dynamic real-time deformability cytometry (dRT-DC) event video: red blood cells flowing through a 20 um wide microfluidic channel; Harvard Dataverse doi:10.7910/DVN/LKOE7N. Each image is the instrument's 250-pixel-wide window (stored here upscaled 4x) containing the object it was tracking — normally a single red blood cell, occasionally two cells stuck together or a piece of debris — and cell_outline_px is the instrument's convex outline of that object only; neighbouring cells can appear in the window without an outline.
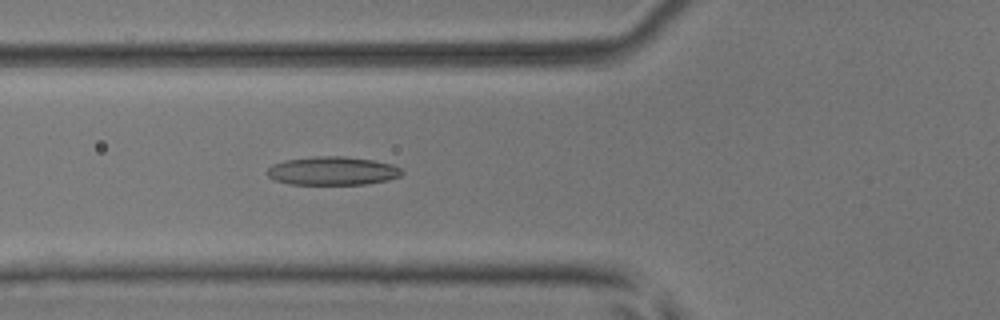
{"species": "common noctule bat (a hibernating species)", "species_latin": "Nyctalus noctula", "temperature_condition": "room temperature", "stored_images_in_passage": 44, "camera_frame_rate_fps": 3000, "um_per_image_px": 0.085, "animal": {"sex": "male", "body_mass_g": 17.9, "forearm_length_mm": 54.2}, "frame": {"image": 1, "passage_image": 11, "time_ms": 3.333, "image_size_px": [1000, 320], "cell_outline_px": [[404, 172], [400, 176], [388, 180], [364, 184], [288, 184], [272, 180], [268, 176], [268, 168], [272, 164], [284, 160], [316, 156], [344, 156], [372, 160], [392, 164], [400, 168]], "centroid_in_image_um": [28.24, 14.52], "position_along_channel_um": 97.6, "area_um2": 22.43}}
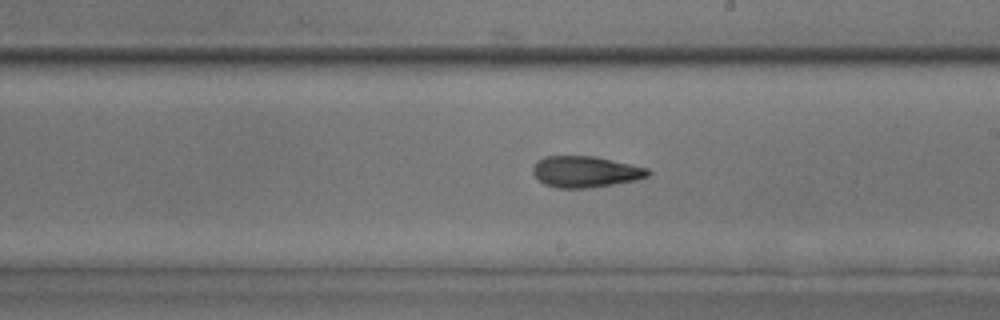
{"frame": {"image": 2, "passage_image": 22, "time_ms": 7.0, "image_size_px": [1000, 320], "cell_outline_px": [[652, 172], [648, 176], [636, 180], [588, 188], [556, 188], [544, 184], [532, 172], [532, 168], [536, 160], [544, 156], [596, 156], [648, 168]], "centroid_in_image_um": [49.75, 14.59], "position_along_channel_um": 239.3, "area_um2": 21.04}}
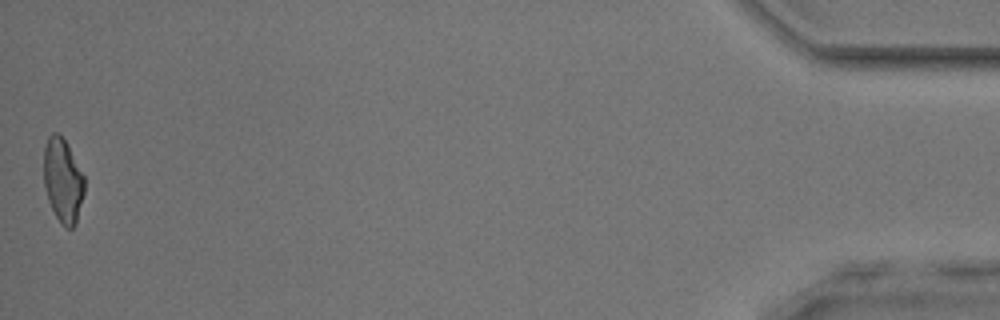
{"frame": {"image": 3, "passage_image": 44, "time_ms": 14.333, "image_size_px": [1000, 320], "cell_outline_px": [[84, 192], [76, 224], [72, 228], [64, 228], [60, 224], [48, 200], [44, 184], [44, 148], [48, 136], [52, 132], [56, 132], [64, 140], [84, 176]], "centroid_in_image_um": [5.33, 15.38], "position_along_channel_um": 429.9, "area_um2": 19.71}, "authors_computed_cell_mechanics": {"area_um2": 20.9814, "velocity_mm_per_s": 3.8748, "shape_relaxation_time_tau1_ms": 6.1031, "shape_relaxation_time_tau2_ms": 4.0578, "deformation_change_tau1": 0.163, "deformation_change_tau2": 0.1206}}